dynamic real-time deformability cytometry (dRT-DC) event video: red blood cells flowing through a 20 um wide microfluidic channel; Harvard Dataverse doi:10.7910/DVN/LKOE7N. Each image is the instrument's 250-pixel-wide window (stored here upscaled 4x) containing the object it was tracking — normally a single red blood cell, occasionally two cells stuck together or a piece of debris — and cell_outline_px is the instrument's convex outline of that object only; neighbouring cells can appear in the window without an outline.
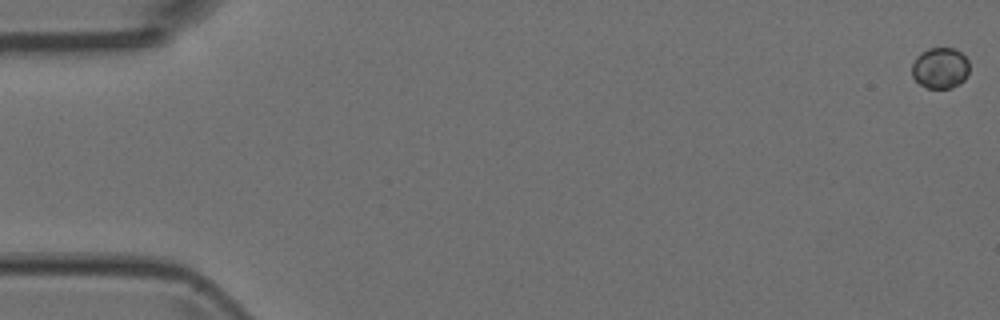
{"species": "Egyptian fruit bat (a non-hibernating species)", "species_latin": "Rousettus aegyptiacus", "temperature_condition": "room temperature", "stored_images_in_passage": 4, "camera_frame_rate_fps": 3000, "um_per_image_px": 0.085, "animal": {"sex": "female"}, "frame": {"image": 1, "passage_image": 1, "time_ms": 0.0, "image_size_px": [1000, 320], "cell_outline_px": [[968, 72], [964, 80], [960, 84], [952, 88], [924, 88], [912, 76], [912, 64], [916, 56], [920, 52], [928, 48], [956, 48], [968, 60]], "centroid_in_image_um": [79.9, 5.78], "position_along_channel_um": 5.1, "area_um2": 13.87}}